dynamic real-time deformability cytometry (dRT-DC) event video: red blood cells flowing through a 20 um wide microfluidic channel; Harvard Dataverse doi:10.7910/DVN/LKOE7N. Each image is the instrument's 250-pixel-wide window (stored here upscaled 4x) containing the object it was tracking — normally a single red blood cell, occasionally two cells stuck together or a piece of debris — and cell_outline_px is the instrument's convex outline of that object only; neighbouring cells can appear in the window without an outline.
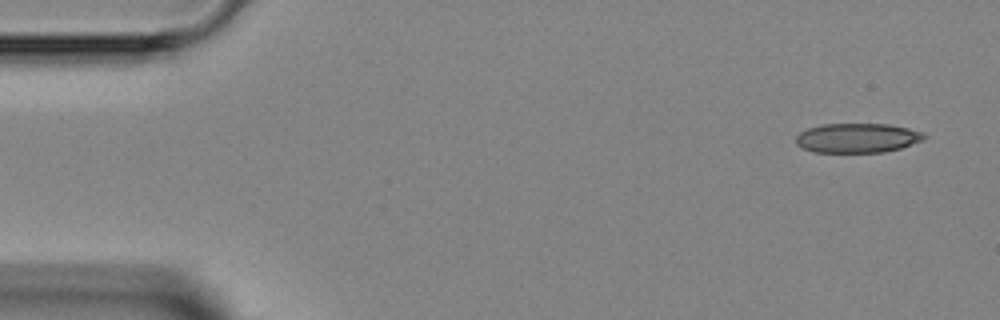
{"species": "Egyptian fruit bat (a non-hibernating species)", "species_latin": "Rousettus aegyptiacus", "temperature_condition": "room temperature", "stored_images_in_passage": 1, "camera_frame_rate_fps": 3000, "um_per_image_px": 0.085, "animal": {"sex": "female"}, "frame": {"image": 1, "passage_image": 1, "time_ms": 0.0, "image_size_px": [1000, 320], "cell_outline_px": [[928, 136], [924, 140], [900, 148], [884, 152], [812, 152], [800, 148], [796, 144], [796, 136], [800, 132], [808, 128], [820, 124], [888, 124], [908, 128], [920, 132]], "centroid_in_image_um": [72.84, 11.73], "position_along_channel_um": 12.2, "area_um2": 22.14}}